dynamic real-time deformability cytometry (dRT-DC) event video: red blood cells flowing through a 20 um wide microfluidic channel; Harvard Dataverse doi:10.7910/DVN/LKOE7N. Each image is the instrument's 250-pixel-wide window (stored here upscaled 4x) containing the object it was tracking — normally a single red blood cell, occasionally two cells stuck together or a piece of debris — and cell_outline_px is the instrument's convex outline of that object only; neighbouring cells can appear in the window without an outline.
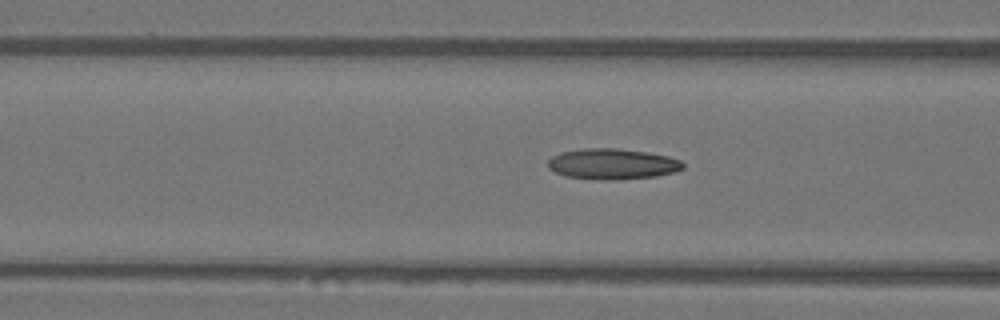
{"species": "Egyptian fruit bat (a non-hibernating species)", "species_latin": "Rousettus aegyptiacus", "temperature_condition": "warm", "stored_images_in_passage": 8, "camera_frame_rate_fps": 3000, "um_per_image_px": 0.085, "animal": {"sex": "female"}, "frame": {"image": 1, "passage_image": 4, "time_ms": 1.0, "image_size_px": [1000, 320], "cell_outline_px": [[684, 168], [676, 172], [656, 176], [616, 180], [600, 180], [564, 176], [548, 168], [548, 160], [552, 156], [560, 152], [584, 148], [616, 148], [648, 152], [668, 156], [680, 160], [684, 164]], "centroid_in_image_um": [52.06, 13.94], "position_along_channel_um": 114.5, "area_um2": 24.39}}
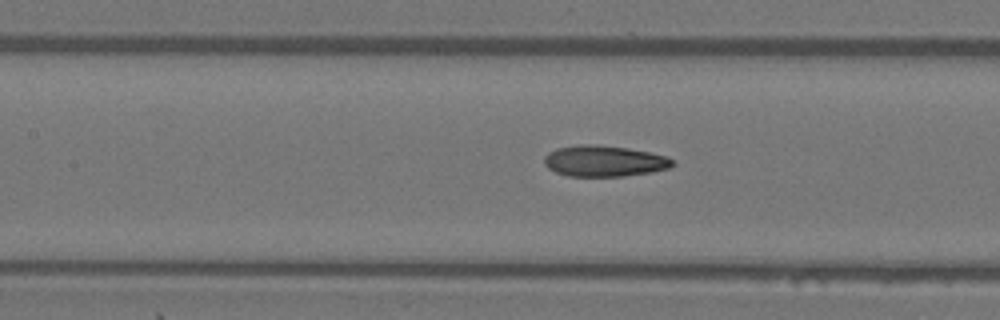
{"frame": {"image": 2, "passage_image": 7, "time_ms": 2.0, "image_size_px": [1000, 320], "cell_outline_px": [[676, 164], [668, 168], [652, 172], [624, 176], [568, 176], [556, 172], [548, 168], [544, 164], [544, 156], [548, 152], [556, 148], [576, 144], [596, 144], [628, 148], [668, 156], [676, 160]], "centroid_in_image_um": [51.37, 13.68], "position_along_channel_um": 156.0, "area_um2": 23.52}}